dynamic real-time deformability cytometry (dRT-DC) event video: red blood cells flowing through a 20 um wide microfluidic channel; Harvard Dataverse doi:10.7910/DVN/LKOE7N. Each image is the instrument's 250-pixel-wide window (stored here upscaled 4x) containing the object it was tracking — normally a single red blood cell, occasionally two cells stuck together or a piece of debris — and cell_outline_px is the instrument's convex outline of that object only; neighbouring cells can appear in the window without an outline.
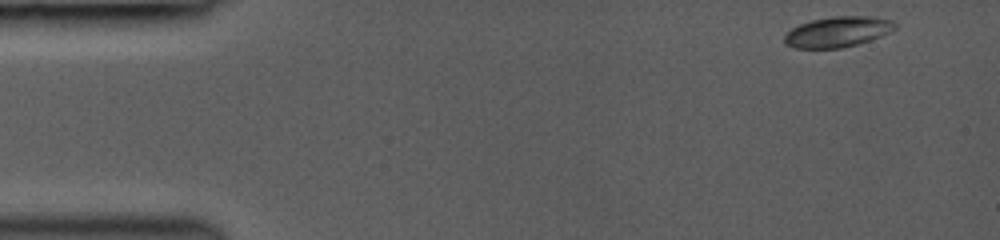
{"species": "common noctule bat (a hibernating species)", "species_latin": "Nyctalus noctula", "temperature_condition": "room temperature", "stored_images_in_passage": 40, "camera_frame_rate_fps": 3000, "um_per_image_px": 0.085, "animal": {"sex": "female", "body_mass_g": 19.0, "forearm_length_mm": 53.3}, "frame": {"image": 1, "passage_image": 1, "time_ms": 0.0, "image_size_px": [1000, 240], "cell_outline_px": [[896, 28], [892, 32], [856, 44], [840, 48], [796, 48], [784, 44], [784, 36], [792, 28], [800, 24], [812, 20], [832, 16], [868, 16], [892, 20], [896, 24]], "centroid_in_image_um": [71.2, 2.7], "position_along_channel_um": 13.8, "area_um2": 19.54}}
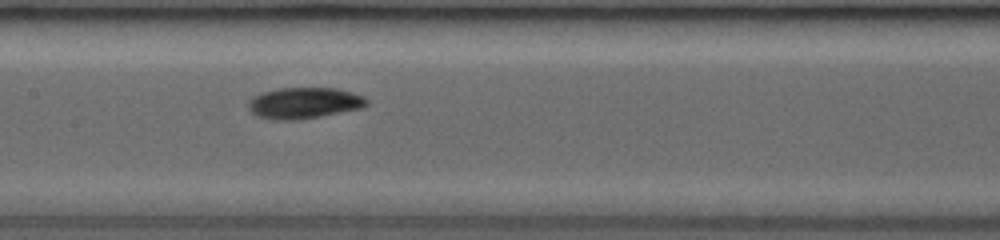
{"frame": {"image": 2, "passage_image": 22, "time_ms": 6.667, "image_size_px": [1000, 240], "cell_outline_px": [[368, 104], [360, 108], [320, 116], [296, 120], [272, 120], [256, 116], [248, 108], [248, 100], [252, 96], [264, 92], [280, 88], [336, 88], [352, 92], [364, 96], [368, 100]], "centroid_in_image_um": [25.82, 8.75], "position_along_channel_um": 181.6, "area_um2": 21.5}}
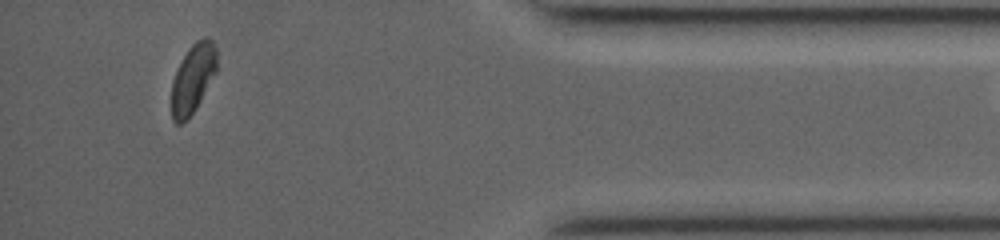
{"frame": {"image": 3, "passage_image": 39, "time_ms": 13.0, "image_size_px": [1000, 240], "cell_outline_px": [[216, 72], [196, 108], [180, 124], [176, 124], [172, 120], [172, 80], [188, 48], [196, 40], [208, 36], [212, 40], [216, 48]], "centroid_in_image_um": [16.4, 6.64], "position_along_channel_um": 418.8, "area_um2": 17.92}}